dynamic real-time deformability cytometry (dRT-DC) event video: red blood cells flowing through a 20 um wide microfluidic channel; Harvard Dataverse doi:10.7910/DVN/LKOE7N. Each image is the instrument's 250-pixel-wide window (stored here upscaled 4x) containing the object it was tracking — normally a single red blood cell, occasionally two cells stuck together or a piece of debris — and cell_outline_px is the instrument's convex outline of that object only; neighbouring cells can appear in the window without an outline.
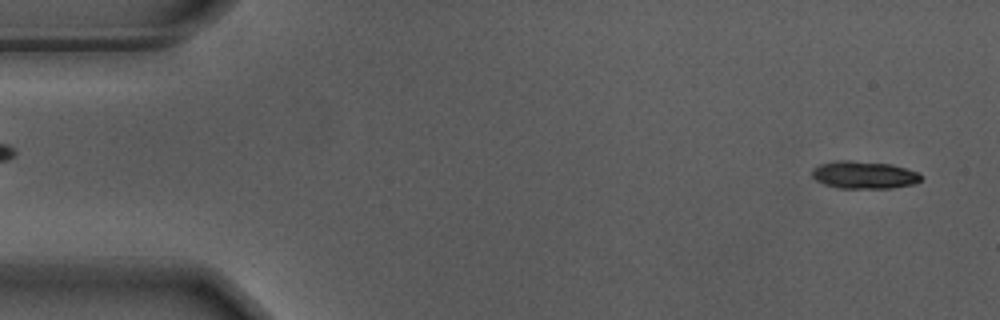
{"species": "Egyptian fruit bat (a non-hibernating species)", "species_latin": "Rousettus aegyptiacus", "temperature_condition": "warm", "stored_images_in_passage": 54, "camera_frame_rate_fps": 3000, "um_per_image_px": 0.085, "animal": {"sex": "male"}, "frame": {"image": 1, "passage_image": 2, "time_ms": 0.333, "image_size_px": [1000, 320], "cell_outline_px": [[920, 180], [912, 184], [892, 188], [840, 188], [824, 184], [816, 180], [812, 176], [812, 168], [820, 164], [836, 160], [848, 160], [892, 164], [916, 172], [920, 176]], "centroid_in_image_um": [73.38, 14.86], "position_along_channel_um": 11.6, "area_um2": 17.34}}
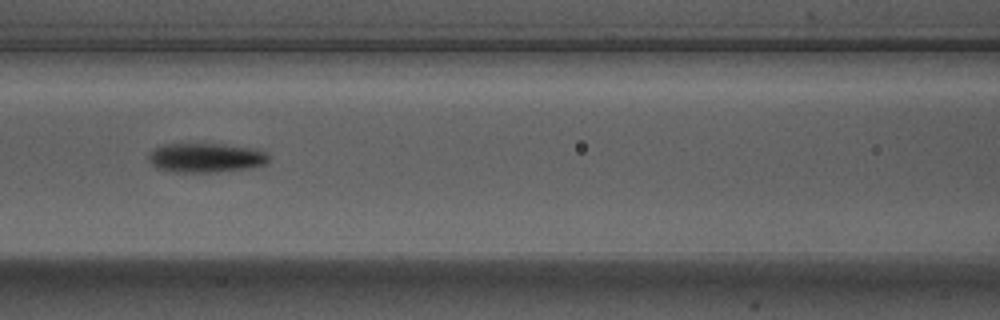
{"frame": {"image": 2, "passage_image": 23, "time_ms": 7.333, "image_size_px": [1000, 320], "cell_outline_px": [[268, 160], [264, 164], [244, 168], [216, 172], [176, 172], [156, 168], [148, 160], [148, 156], [156, 148], [164, 144], [220, 144], [256, 148], [264, 152], [268, 156]], "centroid_in_image_um": [17.47, 13.4], "position_along_channel_um": 149.1, "area_um2": 20.23}}
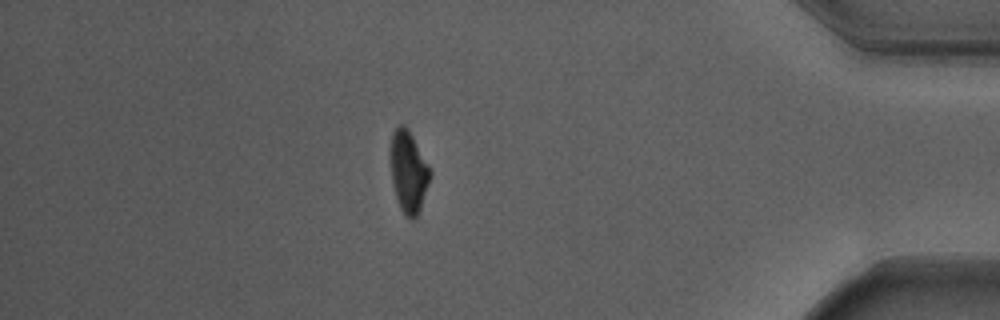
{"frame": {"image": 3, "passage_image": 47, "time_ms": 15.333, "image_size_px": [1000, 320], "cell_outline_px": [[432, 172], [420, 208], [416, 216], [412, 220], [400, 208], [396, 196], [392, 180], [392, 132], [400, 124], [404, 124], [408, 128]], "centroid_in_image_um": [34.74, 14.58], "position_along_channel_um": 400.5, "area_um2": 18.09}, "authors_computed_cell_mechanics": {"area_um2": 18.9584, "velocity_mm_per_s": 3.6977, "shape_relaxation_time_tau1_ms": 2.7245, "shape_relaxation_time_tau2_ms": 7.0438, "deformation_change_tau1": 0.1926, "deformation_change_tau2": 0.1361}}